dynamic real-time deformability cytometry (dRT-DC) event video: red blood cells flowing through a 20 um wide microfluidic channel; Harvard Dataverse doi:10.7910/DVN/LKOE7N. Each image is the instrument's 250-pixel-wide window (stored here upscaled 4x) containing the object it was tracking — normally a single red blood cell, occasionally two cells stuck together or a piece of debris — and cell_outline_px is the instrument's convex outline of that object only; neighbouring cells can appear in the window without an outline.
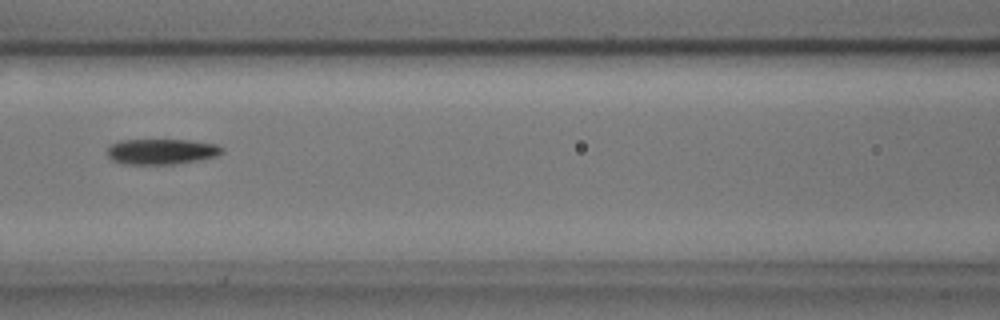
{"species": "common noctule bat (a hibernating species)", "species_latin": "Nyctalus noctula", "temperature_condition": "cold", "stored_images_in_passage": 8, "camera_frame_rate_fps": 3000, "um_per_image_px": 0.085, "animal": {"sex": "male", "body_mass_g": 17.9, "forearm_length_mm": 54.2}, "frame": {"image": 1, "passage_image": 6, "time_ms": 1.667, "image_size_px": [1000, 320], "cell_outline_px": [[224, 152], [216, 156], [196, 160], [172, 164], [124, 164], [112, 160], [108, 156], [108, 148], [112, 144], [120, 140], [192, 140], [216, 144], [224, 148]], "centroid_in_image_um": [13.74, 12.87], "position_along_channel_um": 152.9, "area_um2": 16.99}}
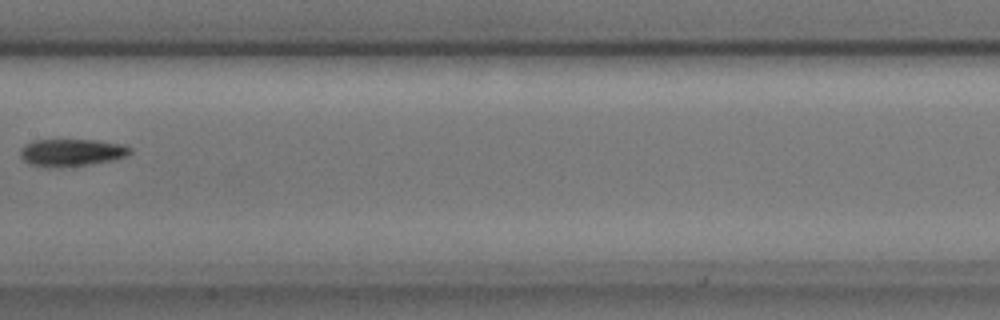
{"frame": {"image": 2, "passage_image": 7, "time_ms": 2.0, "image_size_px": [1000, 320], "cell_outline_px": [[132, 152], [128, 156], [116, 160], [88, 164], [52, 168], [44, 168], [28, 164], [20, 156], [20, 148], [24, 144], [32, 140], [96, 140], [124, 144], [132, 148]], "centroid_in_image_um": [6.08, 12.97], "position_along_channel_um": 201.3, "area_um2": 17.92}}
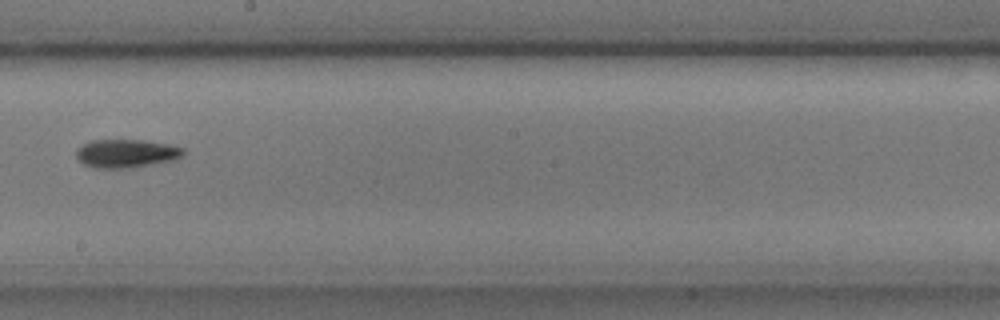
{"frame": {"image": 3, "passage_image": 8, "time_ms": 2.333, "image_size_px": [1000, 320], "cell_outline_px": [[184, 152], [180, 156], [172, 160], [132, 168], [96, 168], [84, 164], [76, 156], [76, 148], [92, 140], [144, 140], [168, 144], [184, 148]], "centroid_in_image_um": [10.71, 13.04], "position_along_channel_um": 237.5, "area_um2": 17.57}}